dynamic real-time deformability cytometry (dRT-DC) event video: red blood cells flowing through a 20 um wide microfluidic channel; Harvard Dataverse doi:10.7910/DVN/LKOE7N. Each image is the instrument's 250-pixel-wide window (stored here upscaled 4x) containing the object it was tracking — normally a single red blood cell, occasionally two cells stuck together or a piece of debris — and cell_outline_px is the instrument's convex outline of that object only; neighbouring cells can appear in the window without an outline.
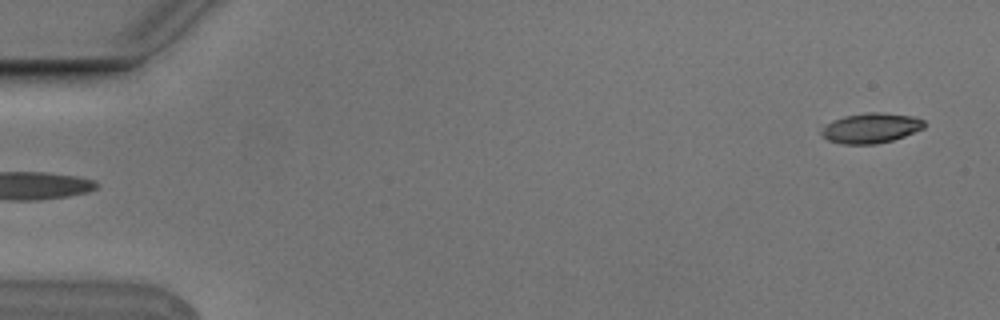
{"species": "Egyptian fruit bat (a non-hibernating species)", "species_latin": "Rousettus aegyptiacus", "temperature_condition": "cold", "stored_images_in_passage": 3, "segment_of_instrument_passage": [2, 2], "camera_frame_rate_fps": 3000, "um_per_image_px": 0.085, "animal": {"sex": "male"}, "frame": {"image": 1, "passage_image": 3, "time_ms": 0.667, "image_size_px": [1000, 320], "cell_outline_px": [[924, 128], [904, 136], [892, 140], [876, 144], [844, 144], [828, 140], [820, 132], [832, 120], [844, 116], [868, 112], [880, 112], [912, 116], [924, 120]], "centroid_in_image_um": [74.04, 10.88], "position_along_channel_um": 11.0, "area_um2": 17.8}}